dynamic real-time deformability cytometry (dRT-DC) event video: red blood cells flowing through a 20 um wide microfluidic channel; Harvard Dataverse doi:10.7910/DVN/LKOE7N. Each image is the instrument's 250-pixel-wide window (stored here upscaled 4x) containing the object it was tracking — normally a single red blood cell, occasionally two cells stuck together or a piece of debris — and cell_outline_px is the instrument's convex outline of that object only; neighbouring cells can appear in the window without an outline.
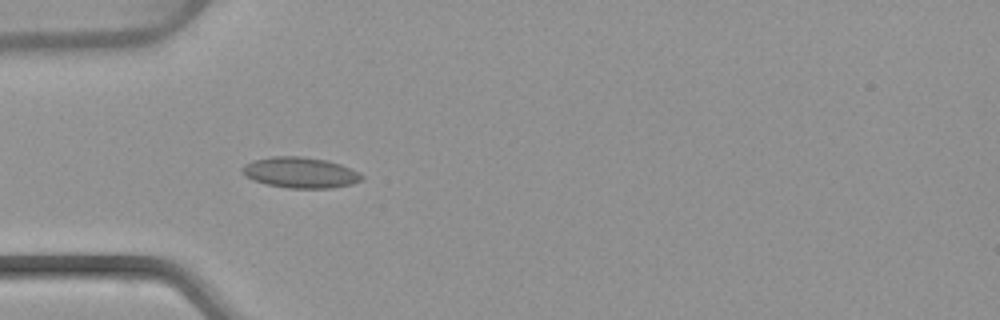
{"species": "common noctule bat (a hibernating species)", "species_latin": "Nyctalus noctula", "temperature_condition": "warm", "stored_images_in_passage": 3, "camera_frame_rate_fps": 3000, "um_per_image_px": 0.085, "animal": {"sex": "female", "body_mass_g": 22.7, "forearm_length_mm": 54.2}, "frame": {"image": 1, "passage_image": 3, "time_ms": 3.667, "image_size_px": [1000, 320], "cell_outline_px": [[364, 176], [360, 180], [352, 184], [332, 188], [288, 188], [268, 184], [244, 176], [240, 168], [244, 164], [252, 160], [272, 156], [304, 156], [324, 160], [340, 164], [360, 172]], "centroid_in_image_um": [25.51, 14.66], "position_along_channel_um": 59.5, "area_um2": 21.44}}